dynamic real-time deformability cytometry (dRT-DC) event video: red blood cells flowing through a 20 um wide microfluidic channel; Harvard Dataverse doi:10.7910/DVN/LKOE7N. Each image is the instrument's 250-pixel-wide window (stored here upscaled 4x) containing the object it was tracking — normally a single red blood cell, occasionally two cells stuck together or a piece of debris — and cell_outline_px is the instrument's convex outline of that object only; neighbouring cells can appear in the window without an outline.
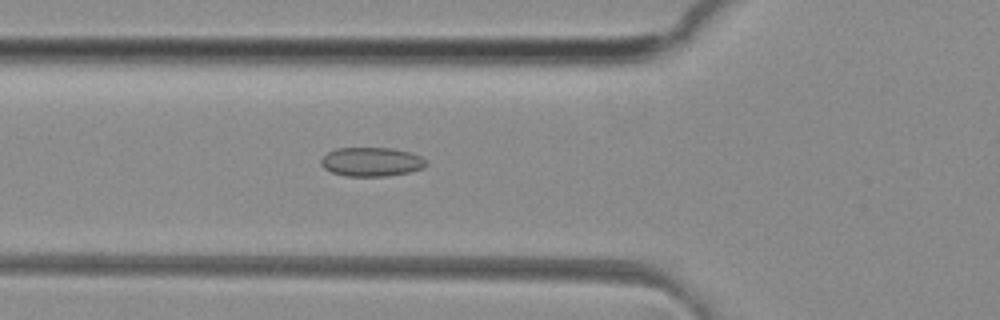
{"species": "common noctule bat (a hibernating species)", "species_latin": "Nyctalus noctula", "temperature_condition": "room temperature", "stored_images_in_passage": 47, "camera_frame_rate_fps": 3000, "um_per_image_px": 0.085, "animal": {"sex": "female", "body_mass_g": 29.2, "forearm_length_mm": 56.3}, "frame": {"image": 1, "passage_image": 18, "time_ms": 5.667, "image_size_px": [1000, 320], "cell_outline_px": [[428, 164], [424, 168], [408, 172], [388, 176], [348, 176], [332, 172], [324, 168], [320, 164], [320, 160], [328, 152], [336, 148], [392, 148], [412, 152], [428, 160]], "centroid_in_image_um": [31.61, 13.75], "position_along_channel_um": 94.2, "area_um2": 17.92}}
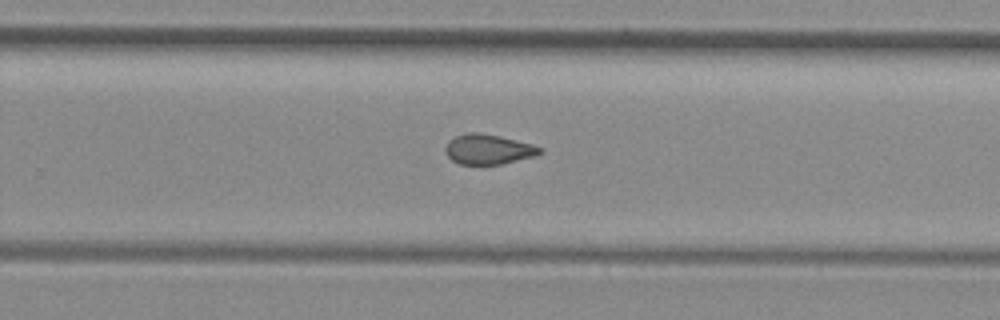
{"frame": {"image": 2, "passage_image": 32, "time_ms": 10.333, "image_size_px": [1000, 320], "cell_outline_px": [[544, 152], [536, 156], [500, 164], [460, 164], [452, 160], [444, 152], [444, 148], [448, 140], [456, 136], [468, 132], [476, 132], [500, 136], [532, 144], [544, 148]], "centroid_in_image_um": [41.51, 12.69], "position_along_channel_um": 288.3, "area_um2": 16.65}}
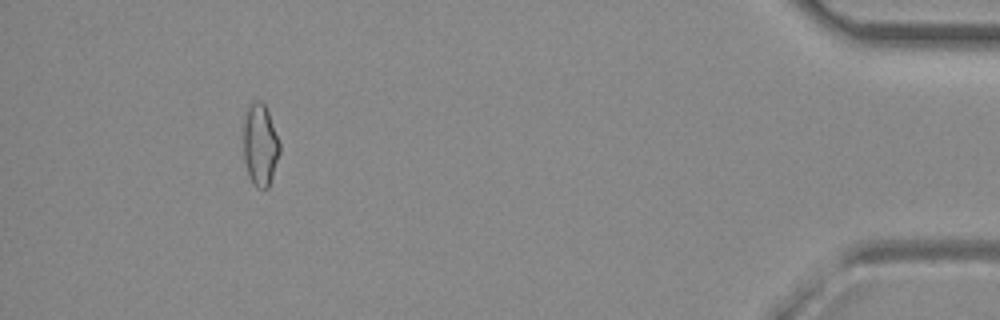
{"frame": {"image": 3, "passage_image": 46, "time_ms": 15.0, "image_size_px": [1000, 320], "cell_outline_px": [[280, 152], [268, 188], [256, 188], [252, 184], [248, 176], [244, 160], [244, 116], [252, 100], [260, 100], [264, 104], [268, 112], [280, 144]], "centroid_in_image_um": [22.1, 12.33], "position_along_channel_um": 413.1, "area_um2": 17.28}}